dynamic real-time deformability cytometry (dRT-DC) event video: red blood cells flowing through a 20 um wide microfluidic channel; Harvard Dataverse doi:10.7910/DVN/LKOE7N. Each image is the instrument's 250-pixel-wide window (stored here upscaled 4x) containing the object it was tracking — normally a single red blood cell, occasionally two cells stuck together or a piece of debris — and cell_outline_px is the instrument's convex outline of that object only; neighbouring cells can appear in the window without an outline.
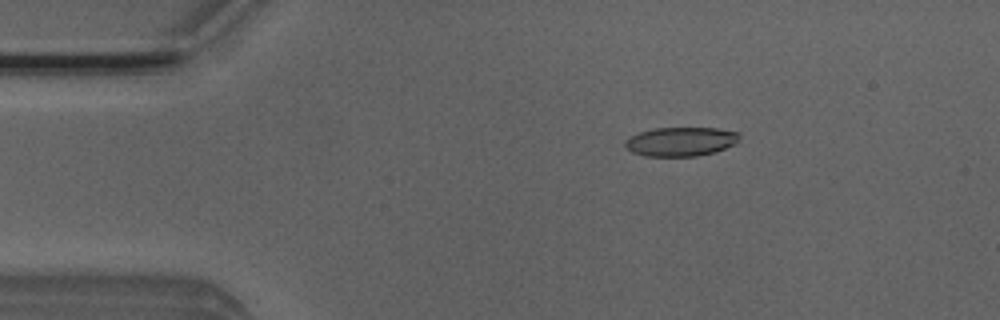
{"species": "Egyptian fruit bat (a non-hibernating species)", "species_latin": "Rousettus aegyptiacus", "temperature_condition": "room temperature", "stored_images_in_passage": 52, "camera_frame_rate_fps": 3000, "um_per_image_px": 0.085, "animal": {"sex": "male"}, "frame": {"image": 1, "passage_image": 9, "time_ms": 2.667, "image_size_px": [1000, 320], "cell_outline_px": [[740, 136], [736, 144], [716, 152], [696, 156], [644, 156], [632, 152], [624, 144], [624, 140], [640, 132], [656, 128], [716, 128], [740, 132]], "centroid_in_image_um": [57.91, 12.04], "position_along_channel_um": 27.1, "area_um2": 19.42}}
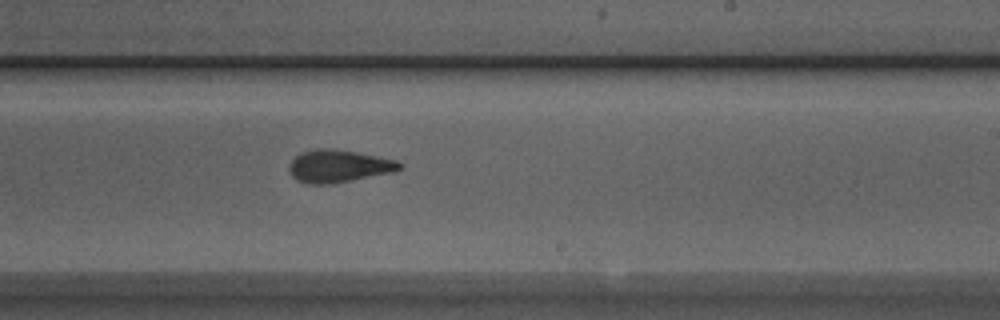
{"frame": {"image": 2, "passage_image": 31, "time_ms": 10.0, "image_size_px": [1000, 320], "cell_outline_px": [[404, 168], [396, 172], [332, 184], [308, 184], [296, 180], [292, 176], [288, 168], [292, 160], [300, 152], [316, 148], [332, 148], [380, 156], [396, 160], [404, 164]], "centroid_in_image_um": [28.83, 14.12], "position_along_channel_um": 260.2, "area_um2": 21.39}}
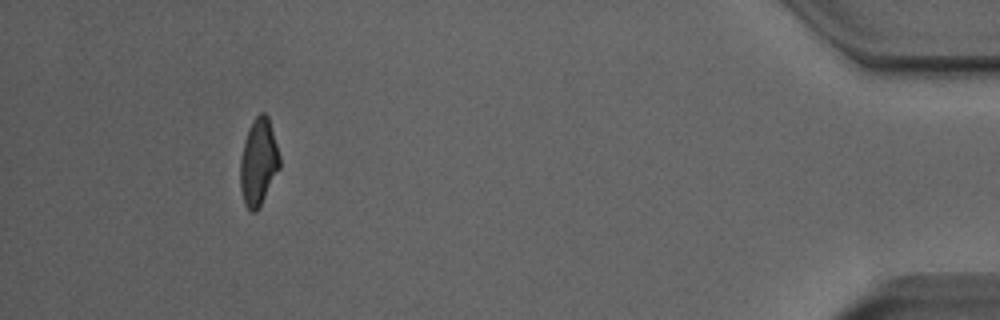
{"frame": {"image": 3, "passage_image": 48, "time_ms": 15.667, "image_size_px": [1000, 320], "cell_outline_px": [[280, 168], [256, 212], [252, 212], [244, 204], [240, 188], [240, 160], [244, 140], [248, 128], [252, 120], [260, 112], [264, 112], [268, 116], [280, 156]], "centroid_in_image_um": [21.96, 13.75], "position_along_channel_um": 413.2, "area_um2": 19.94}, "authors_computed_cell_mechanics": {"area_um2": 20.4034, "velocity_mm_per_s": 3.9413, "shape_relaxation_time_tau1_ms": 4.4605, "shape_relaxation_time_tau2_ms": 1.4112, "deformation_change_tau1": 0.1797, "deformation_change_tau2": 0.0966}}